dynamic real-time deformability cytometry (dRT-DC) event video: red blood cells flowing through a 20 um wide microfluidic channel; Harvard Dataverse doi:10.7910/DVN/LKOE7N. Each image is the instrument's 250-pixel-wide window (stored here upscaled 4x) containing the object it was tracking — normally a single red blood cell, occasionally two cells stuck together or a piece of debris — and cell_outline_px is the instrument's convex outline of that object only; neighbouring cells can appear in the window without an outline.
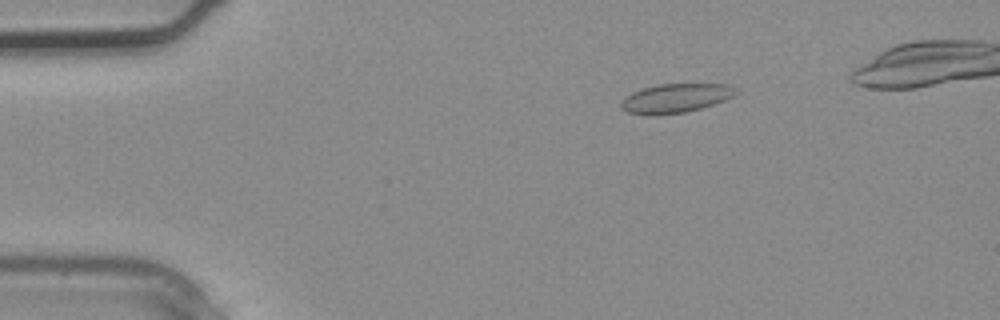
{"species": "common noctule bat (a hibernating species)", "species_latin": "Nyctalus noctula", "temperature_condition": "warm", "stored_images_in_passage": 2, "camera_frame_rate_fps": 3000, "um_per_image_px": 0.085, "animal": {"sex": "male", "body_mass_g": 20.4}, "frame": {"image": 1, "passage_image": 2, "time_ms": 0.333, "image_size_px": [1000, 320], "cell_outline_px": [[736, 92], [732, 96], [724, 100], [700, 108], [684, 112], [656, 116], [648, 116], [628, 112], [620, 108], [620, 104], [632, 92], [656, 84], [728, 84]], "centroid_in_image_um": [57.36, 8.36], "position_along_channel_um": 27.6, "area_um2": 19.19}}